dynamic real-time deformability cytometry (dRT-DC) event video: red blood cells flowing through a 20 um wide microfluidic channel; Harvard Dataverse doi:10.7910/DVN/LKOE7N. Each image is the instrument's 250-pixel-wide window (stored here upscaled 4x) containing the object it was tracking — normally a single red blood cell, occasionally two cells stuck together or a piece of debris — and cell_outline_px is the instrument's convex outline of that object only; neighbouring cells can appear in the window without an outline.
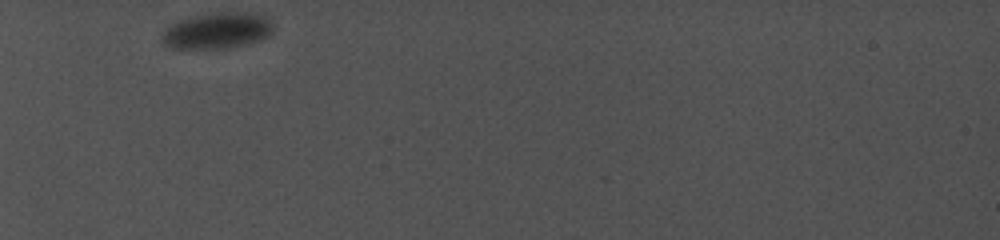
{"species": "common noctule bat (a hibernating species)", "species_latin": "Nyctalus noctula", "temperature_condition": "cold", "stored_images_in_passage": 19, "camera_frame_rate_fps": 5000, "um_per_image_px": 0.085, "animal": {"sex": "female", "body_mass_g": 19.0, "forearm_length_mm": 56.7}, "frame": {"image": 1, "passage_image": 1, "time_ms": 0.0, "image_size_px": [1000, 240], "cell_outline_px": [[272, 32], [268, 36], [260, 40], [228, 48], [172, 48], [164, 44], [160, 40], [160, 36], [164, 28], [176, 20], [188, 16], [212, 12], [252, 12], [264, 16], [272, 24]], "centroid_in_image_um": [18.39, 2.58], "position_along_channel_um": 66.6, "area_um2": 23.81}}
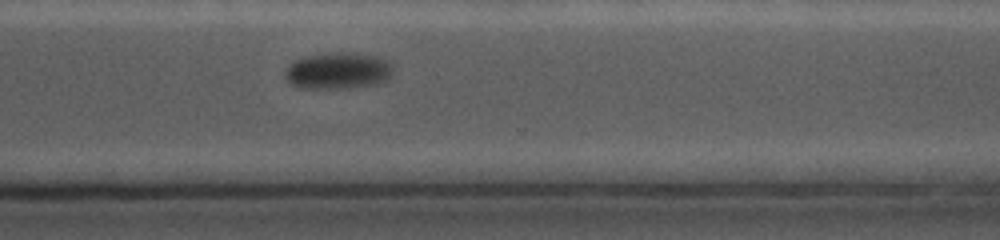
{"frame": {"image": 2, "passage_image": 16, "time_ms": 8.4, "image_size_px": [1000, 240], "cell_outline_px": [[392, 76], [380, 84], [348, 88], [304, 88], [288, 84], [284, 76], [284, 72], [296, 60], [308, 56], [376, 56], [392, 64]], "centroid_in_image_um": [28.73, 6.11], "position_along_channel_um": 341.9, "area_um2": 21.85}}
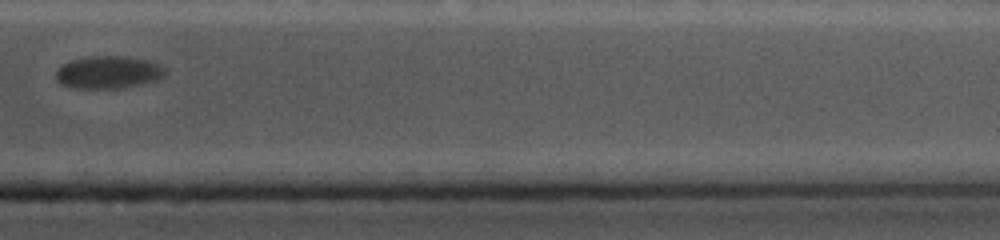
{"frame": {"image": 3, "passage_image": 18, "time_ms": 10.0, "image_size_px": [1000, 240], "cell_outline_px": [[164, 76], [156, 80], [144, 84], [124, 88], [72, 88], [60, 84], [56, 80], [56, 72], [64, 64], [72, 60], [88, 56], [128, 56], [148, 60], [160, 64], [164, 68]], "centroid_in_image_um": [9.22, 6.15], "position_along_channel_um": 402.2, "area_um2": 20.87}}